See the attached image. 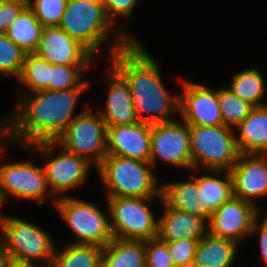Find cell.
<instances>
[{
	"instance_id": "6da1fadb",
	"label": "cell",
	"mask_w": 267,
	"mask_h": 267,
	"mask_svg": "<svg viewBox=\"0 0 267 267\" xmlns=\"http://www.w3.org/2000/svg\"><path fill=\"white\" fill-rule=\"evenodd\" d=\"M116 32L109 45L110 65L128 83L140 122L174 121L170 116L179 113L180 96H171L164 86L158 62L135 36L118 28Z\"/></svg>"
},
{
	"instance_id": "7a4b0ae2",
	"label": "cell",
	"mask_w": 267,
	"mask_h": 267,
	"mask_svg": "<svg viewBox=\"0 0 267 267\" xmlns=\"http://www.w3.org/2000/svg\"><path fill=\"white\" fill-rule=\"evenodd\" d=\"M88 88L43 90L23 93L12 114L13 141L25 147L46 141H56L78 116L76 103Z\"/></svg>"
},
{
	"instance_id": "3957f363",
	"label": "cell",
	"mask_w": 267,
	"mask_h": 267,
	"mask_svg": "<svg viewBox=\"0 0 267 267\" xmlns=\"http://www.w3.org/2000/svg\"><path fill=\"white\" fill-rule=\"evenodd\" d=\"M150 162L106 155L97 168L107 197H161V184Z\"/></svg>"
},
{
	"instance_id": "277c9868",
	"label": "cell",
	"mask_w": 267,
	"mask_h": 267,
	"mask_svg": "<svg viewBox=\"0 0 267 267\" xmlns=\"http://www.w3.org/2000/svg\"><path fill=\"white\" fill-rule=\"evenodd\" d=\"M1 233L0 248L6 258L51 266L56 245L48 231L37 224L6 215Z\"/></svg>"
},
{
	"instance_id": "5b68a950",
	"label": "cell",
	"mask_w": 267,
	"mask_h": 267,
	"mask_svg": "<svg viewBox=\"0 0 267 267\" xmlns=\"http://www.w3.org/2000/svg\"><path fill=\"white\" fill-rule=\"evenodd\" d=\"M192 170L230 171L240 155L231 127L189 125Z\"/></svg>"
},
{
	"instance_id": "8992f818",
	"label": "cell",
	"mask_w": 267,
	"mask_h": 267,
	"mask_svg": "<svg viewBox=\"0 0 267 267\" xmlns=\"http://www.w3.org/2000/svg\"><path fill=\"white\" fill-rule=\"evenodd\" d=\"M112 25L102 0H68L58 26L94 56L111 37Z\"/></svg>"
},
{
	"instance_id": "52a82bcc",
	"label": "cell",
	"mask_w": 267,
	"mask_h": 267,
	"mask_svg": "<svg viewBox=\"0 0 267 267\" xmlns=\"http://www.w3.org/2000/svg\"><path fill=\"white\" fill-rule=\"evenodd\" d=\"M155 198L162 200V197H107L113 238L147 241L157 237L158 218L155 219L148 205Z\"/></svg>"
},
{
	"instance_id": "ba28073f",
	"label": "cell",
	"mask_w": 267,
	"mask_h": 267,
	"mask_svg": "<svg viewBox=\"0 0 267 267\" xmlns=\"http://www.w3.org/2000/svg\"><path fill=\"white\" fill-rule=\"evenodd\" d=\"M54 205L77 237L70 243L104 248L113 239L109 211L104 214L97 205L66 195L54 200Z\"/></svg>"
},
{
	"instance_id": "9c48e42d",
	"label": "cell",
	"mask_w": 267,
	"mask_h": 267,
	"mask_svg": "<svg viewBox=\"0 0 267 267\" xmlns=\"http://www.w3.org/2000/svg\"><path fill=\"white\" fill-rule=\"evenodd\" d=\"M83 110L55 141L60 148L98 168L107 155V126L102 116Z\"/></svg>"
},
{
	"instance_id": "30bf717a",
	"label": "cell",
	"mask_w": 267,
	"mask_h": 267,
	"mask_svg": "<svg viewBox=\"0 0 267 267\" xmlns=\"http://www.w3.org/2000/svg\"><path fill=\"white\" fill-rule=\"evenodd\" d=\"M55 141L38 142L27 146L32 152H39L43 158H47L43 166L50 193L55 199L62 197L70 190L79 188L87 181L91 164L82 157L61 149L58 154L54 151ZM56 154V155H54ZM54 195V196H53ZM61 195V196H57Z\"/></svg>"
},
{
	"instance_id": "8fae6325",
	"label": "cell",
	"mask_w": 267,
	"mask_h": 267,
	"mask_svg": "<svg viewBox=\"0 0 267 267\" xmlns=\"http://www.w3.org/2000/svg\"><path fill=\"white\" fill-rule=\"evenodd\" d=\"M50 192L44 168L32 161L0 164V195L4 201L14 196L19 199L37 201L44 204Z\"/></svg>"
},
{
	"instance_id": "7c38bea8",
	"label": "cell",
	"mask_w": 267,
	"mask_h": 267,
	"mask_svg": "<svg viewBox=\"0 0 267 267\" xmlns=\"http://www.w3.org/2000/svg\"><path fill=\"white\" fill-rule=\"evenodd\" d=\"M192 170L189 125L183 120L151 124L150 163L158 160Z\"/></svg>"
},
{
	"instance_id": "4fadbf2b",
	"label": "cell",
	"mask_w": 267,
	"mask_h": 267,
	"mask_svg": "<svg viewBox=\"0 0 267 267\" xmlns=\"http://www.w3.org/2000/svg\"><path fill=\"white\" fill-rule=\"evenodd\" d=\"M259 213L257 205L232 196L211 214L208 232L240 244L241 239L251 235L254 220Z\"/></svg>"
},
{
	"instance_id": "5bb4252c",
	"label": "cell",
	"mask_w": 267,
	"mask_h": 267,
	"mask_svg": "<svg viewBox=\"0 0 267 267\" xmlns=\"http://www.w3.org/2000/svg\"><path fill=\"white\" fill-rule=\"evenodd\" d=\"M181 81L183 93L180 96L179 113L182 120L188 125H224L217 90L203 84Z\"/></svg>"
},
{
	"instance_id": "9a60e30c",
	"label": "cell",
	"mask_w": 267,
	"mask_h": 267,
	"mask_svg": "<svg viewBox=\"0 0 267 267\" xmlns=\"http://www.w3.org/2000/svg\"><path fill=\"white\" fill-rule=\"evenodd\" d=\"M50 64L90 66L93 55L59 26H46L42 30L35 52Z\"/></svg>"
},
{
	"instance_id": "2e32d148",
	"label": "cell",
	"mask_w": 267,
	"mask_h": 267,
	"mask_svg": "<svg viewBox=\"0 0 267 267\" xmlns=\"http://www.w3.org/2000/svg\"><path fill=\"white\" fill-rule=\"evenodd\" d=\"M230 173L233 196L254 205L255 198L267 196V155L240 154Z\"/></svg>"
},
{
	"instance_id": "e0dca14e",
	"label": "cell",
	"mask_w": 267,
	"mask_h": 267,
	"mask_svg": "<svg viewBox=\"0 0 267 267\" xmlns=\"http://www.w3.org/2000/svg\"><path fill=\"white\" fill-rule=\"evenodd\" d=\"M151 124L135 122L107 127V155L150 162Z\"/></svg>"
},
{
	"instance_id": "ac0fdd59",
	"label": "cell",
	"mask_w": 267,
	"mask_h": 267,
	"mask_svg": "<svg viewBox=\"0 0 267 267\" xmlns=\"http://www.w3.org/2000/svg\"><path fill=\"white\" fill-rule=\"evenodd\" d=\"M106 82L108 94L105 108L98 109L107 127L139 122L128 83L109 65Z\"/></svg>"
},
{
	"instance_id": "d6986e66",
	"label": "cell",
	"mask_w": 267,
	"mask_h": 267,
	"mask_svg": "<svg viewBox=\"0 0 267 267\" xmlns=\"http://www.w3.org/2000/svg\"><path fill=\"white\" fill-rule=\"evenodd\" d=\"M164 213L158 218L157 237L164 242L202 239L208 233V221L198 215L169 207L163 200Z\"/></svg>"
},
{
	"instance_id": "ffe728a7",
	"label": "cell",
	"mask_w": 267,
	"mask_h": 267,
	"mask_svg": "<svg viewBox=\"0 0 267 267\" xmlns=\"http://www.w3.org/2000/svg\"><path fill=\"white\" fill-rule=\"evenodd\" d=\"M161 197L173 209L198 215L207 221L211 218L204 207L203 176L162 184Z\"/></svg>"
},
{
	"instance_id": "44dd1931",
	"label": "cell",
	"mask_w": 267,
	"mask_h": 267,
	"mask_svg": "<svg viewBox=\"0 0 267 267\" xmlns=\"http://www.w3.org/2000/svg\"><path fill=\"white\" fill-rule=\"evenodd\" d=\"M240 154L267 155V105L253 107L249 115L235 128Z\"/></svg>"
},
{
	"instance_id": "7402d4cb",
	"label": "cell",
	"mask_w": 267,
	"mask_h": 267,
	"mask_svg": "<svg viewBox=\"0 0 267 267\" xmlns=\"http://www.w3.org/2000/svg\"><path fill=\"white\" fill-rule=\"evenodd\" d=\"M238 243L209 232L199 240L192 267H231Z\"/></svg>"
},
{
	"instance_id": "603a6c76",
	"label": "cell",
	"mask_w": 267,
	"mask_h": 267,
	"mask_svg": "<svg viewBox=\"0 0 267 267\" xmlns=\"http://www.w3.org/2000/svg\"><path fill=\"white\" fill-rule=\"evenodd\" d=\"M101 267H146L145 241L113 238L103 248Z\"/></svg>"
},
{
	"instance_id": "cb8c5ba5",
	"label": "cell",
	"mask_w": 267,
	"mask_h": 267,
	"mask_svg": "<svg viewBox=\"0 0 267 267\" xmlns=\"http://www.w3.org/2000/svg\"><path fill=\"white\" fill-rule=\"evenodd\" d=\"M44 26L27 6L12 25L6 30L7 37L18 45L25 54L35 53L41 39Z\"/></svg>"
},
{
	"instance_id": "d4e9b609",
	"label": "cell",
	"mask_w": 267,
	"mask_h": 267,
	"mask_svg": "<svg viewBox=\"0 0 267 267\" xmlns=\"http://www.w3.org/2000/svg\"><path fill=\"white\" fill-rule=\"evenodd\" d=\"M103 248L92 244L69 243L55 251L50 267H101Z\"/></svg>"
},
{
	"instance_id": "484cf974",
	"label": "cell",
	"mask_w": 267,
	"mask_h": 267,
	"mask_svg": "<svg viewBox=\"0 0 267 267\" xmlns=\"http://www.w3.org/2000/svg\"><path fill=\"white\" fill-rule=\"evenodd\" d=\"M230 89L253 107L267 105L263 97L267 91L266 82L258 69L251 68L238 72L232 77Z\"/></svg>"
},
{
	"instance_id": "4316f807",
	"label": "cell",
	"mask_w": 267,
	"mask_h": 267,
	"mask_svg": "<svg viewBox=\"0 0 267 267\" xmlns=\"http://www.w3.org/2000/svg\"><path fill=\"white\" fill-rule=\"evenodd\" d=\"M210 173L216 175H203V197L204 207L212 214L233 196V181L230 171L224 170L226 180L216 177L223 170H210Z\"/></svg>"
},
{
	"instance_id": "83f0119b",
	"label": "cell",
	"mask_w": 267,
	"mask_h": 267,
	"mask_svg": "<svg viewBox=\"0 0 267 267\" xmlns=\"http://www.w3.org/2000/svg\"><path fill=\"white\" fill-rule=\"evenodd\" d=\"M50 63L35 53L25 55L23 69L18 78L21 85H26L30 93L48 90Z\"/></svg>"
},
{
	"instance_id": "f1b7e54d",
	"label": "cell",
	"mask_w": 267,
	"mask_h": 267,
	"mask_svg": "<svg viewBox=\"0 0 267 267\" xmlns=\"http://www.w3.org/2000/svg\"><path fill=\"white\" fill-rule=\"evenodd\" d=\"M218 104L224 126L235 129L253 108L248 102L237 96L229 86L217 89Z\"/></svg>"
},
{
	"instance_id": "f546056e",
	"label": "cell",
	"mask_w": 267,
	"mask_h": 267,
	"mask_svg": "<svg viewBox=\"0 0 267 267\" xmlns=\"http://www.w3.org/2000/svg\"><path fill=\"white\" fill-rule=\"evenodd\" d=\"M90 66H66L61 64H50V75L48 90H67L73 88H88L89 81L82 79Z\"/></svg>"
},
{
	"instance_id": "4dcf8cb0",
	"label": "cell",
	"mask_w": 267,
	"mask_h": 267,
	"mask_svg": "<svg viewBox=\"0 0 267 267\" xmlns=\"http://www.w3.org/2000/svg\"><path fill=\"white\" fill-rule=\"evenodd\" d=\"M24 51L5 33H0V75L19 78L25 58Z\"/></svg>"
},
{
	"instance_id": "1f68e13d",
	"label": "cell",
	"mask_w": 267,
	"mask_h": 267,
	"mask_svg": "<svg viewBox=\"0 0 267 267\" xmlns=\"http://www.w3.org/2000/svg\"><path fill=\"white\" fill-rule=\"evenodd\" d=\"M68 0H28V6L35 17L46 26H58L65 12Z\"/></svg>"
},
{
	"instance_id": "d6a6232c",
	"label": "cell",
	"mask_w": 267,
	"mask_h": 267,
	"mask_svg": "<svg viewBox=\"0 0 267 267\" xmlns=\"http://www.w3.org/2000/svg\"><path fill=\"white\" fill-rule=\"evenodd\" d=\"M199 239H182L166 242L175 267H192Z\"/></svg>"
},
{
	"instance_id": "836d02e7",
	"label": "cell",
	"mask_w": 267,
	"mask_h": 267,
	"mask_svg": "<svg viewBox=\"0 0 267 267\" xmlns=\"http://www.w3.org/2000/svg\"><path fill=\"white\" fill-rule=\"evenodd\" d=\"M146 267H175L166 242L158 237L145 241Z\"/></svg>"
},
{
	"instance_id": "e575fe53",
	"label": "cell",
	"mask_w": 267,
	"mask_h": 267,
	"mask_svg": "<svg viewBox=\"0 0 267 267\" xmlns=\"http://www.w3.org/2000/svg\"><path fill=\"white\" fill-rule=\"evenodd\" d=\"M27 6L28 0H9L0 3V33H5Z\"/></svg>"
},
{
	"instance_id": "d590c367",
	"label": "cell",
	"mask_w": 267,
	"mask_h": 267,
	"mask_svg": "<svg viewBox=\"0 0 267 267\" xmlns=\"http://www.w3.org/2000/svg\"><path fill=\"white\" fill-rule=\"evenodd\" d=\"M102 2L108 19L114 23L118 16L129 18L138 0H102Z\"/></svg>"
},
{
	"instance_id": "8d00e7d4",
	"label": "cell",
	"mask_w": 267,
	"mask_h": 267,
	"mask_svg": "<svg viewBox=\"0 0 267 267\" xmlns=\"http://www.w3.org/2000/svg\"><path fill=\"white\" fill-rule=\"evenodd\" d=\"M259 215L260 213L256 216L251 234L259 232V247H260V252H261V259L263 261V265L267 267V215L265 218H263L262 223L259 221Z\"/></svg>"
},
{
	"instance_id": "74e56055",
	"label": "cell",
	"mask_w": 267,
	"mask_h": 267,
	"mask_svg": "<svg viewBox=\"0 0 267 267\" xmlns=\"http://www.w3.org/2000/svg\"><path fill=\"white\" fill-rule=\"evenodd\" d=\"M4 139V140H3ZM13 141L12 137V115L9 118H6L5 121H0V155L3 153V146L6 142L9 143ZM5 142V143H3Z\"/></svg>"
},
{
	"instance_id": "f35d334b",
	"label": "cell",
	"mask_w": 267,
	"mask_h": 267,
	"mask_svg": "<svg viewBox=\"0 0 267 267\" xmlns=\"http://www.w3.org/2000/svg\"><path fill=\"white\" fill-rule=\"evenodd\" d=\"M3 267H48L34 261H20L16 259L5 258Z\"/></svg>"
},
{
	"instance_id": "ab89813d",
	"label": "cell",
	"mask_w": 267,
	"mask_h": 267,
	"mask_svg": "<svg viewBox=\"0 0 267 267\" xmlns=\"http://www.w3.org/2000/svg\"><path fill=\"white\" fill-rule=\"evenodd\" d=\"M4 204V201L0 195V208L3 206ZM4 218H5V215H3L2 213H0V231L2 229V224H3V221H4Z\"/></svg>"
},
{
	"instance_id": "60d3db41",
	"label": "cell",
	"mask_w": 267,
	"mask_h": 267,
	"mask_svg": "<svg viewBox=\"0 0 267 267\" xmlns=\"http://www.w3.org/2000/svg\"><path fill=\"white\" fill-rule=\"evenodd\" d=\"M5 256L0 248V267H3V263H4V260H5Z\"/></svg>"
},
{
	"instance_id": "b9f144b4",
	"label": "cell",
	"mask_w": 267,
	"mask_h": 267,
	"mask_svg": "<svg viewBox=\"0 0 267 267\" xmlns=\"http://www.w3.org/2000/svg\"><path fill=\"white\" fill-rule=\"evenodd\" d=\"M6 1H9V0H0V3L6 2Z\"/></svg>"
}]
</instances>
